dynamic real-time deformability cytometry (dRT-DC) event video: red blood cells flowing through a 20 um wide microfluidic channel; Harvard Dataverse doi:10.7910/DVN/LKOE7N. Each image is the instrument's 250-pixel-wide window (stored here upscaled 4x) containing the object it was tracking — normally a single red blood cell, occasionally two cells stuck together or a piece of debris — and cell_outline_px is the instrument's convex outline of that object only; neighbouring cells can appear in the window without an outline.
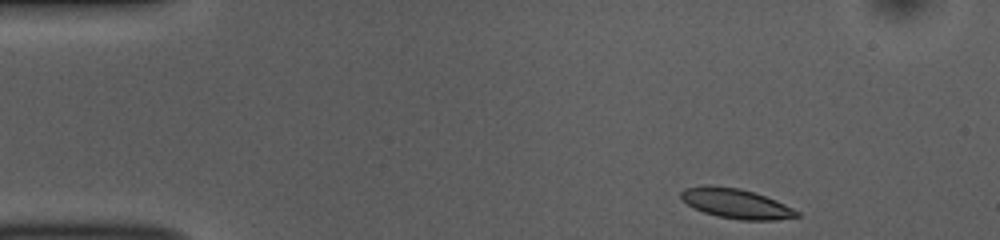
{"species": "common noctule bat (a hibernating species)", "species_latin": "Nyctalus noctula", "temperature_condition": "room temperature", "stored_images_in_passage": 48, "camera_frame_rate_fps": 3000, "um_per_image_px": 0.085, "animal": {"sex": "female", "body_mass_g": 10.0, "forearm_length_mm": 53.1}, "frame": {"image": 1, "passage_image": 1, "time_ms": 0.0, "image_size_px": [1000, 240], "cell_outline_px": [[800, 216], [776, 220], [740, 220], [716, 216], [704, 212], [688, 204], [680, 196], [680, 192], [684, 188], [708, 184], [740, 188], [776, 200], [800, 212]], "centroid_in_image_um": [62.56, 17.29], "position_along_channel_um": 22.4, "area_um2": 20.06}}
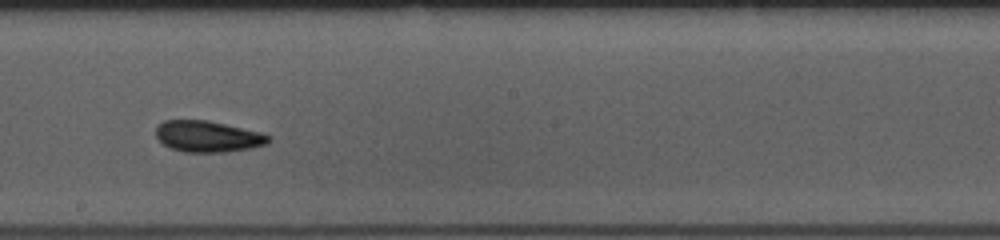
{"frame": {"image": 2, "passage_image": 24, "time_ms": 7.667, "image_size_px": [1000, 240], "cell_outline_px": [[272, 140], [268, 144], [252, 148], [224, 152], [184, 152], [172, 148], [164, 144], [156, 136], [156, 124], [164, 120], [208, 120], [260, 132], [272, 136]], "centroid_in_image_um": [17.69, 11.59], "position_along_channel_um": 230.5, "area_um2": 20.63}}
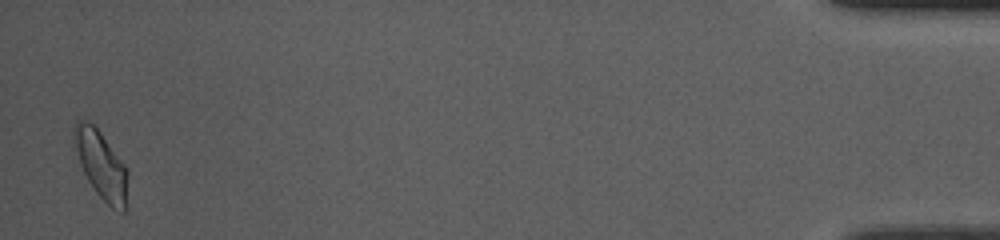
{"frame": {"image": 3, "passage_image": 47, "time_ms": 15.333, "image_size_px": [1000, 240], "cell_outline_px": [[128, 176], [124, 212], [120, 212], [112, 208], [92, 188], [80, 164], [72, 140], [72, 128], [76, 120], [88, 120], [100, 132], [124, 164], [128, 172]], "centroid_in_image_um": [8.56, 13.98], "position_along_channel_um": 426.6, "area_um2": 21.1}, "authors_computed_cell_mechanics": {"area_um2": 20.0566, "velocity_mm_per_s": 3.6929, "shape_relaxation_time_tau1_ms": 4.2611, "shape_relaxation_time_tau2_ms": 1.6639, "deformation_change_tau1": 0.0978, "deformation_change_tau2": 0.0622}}